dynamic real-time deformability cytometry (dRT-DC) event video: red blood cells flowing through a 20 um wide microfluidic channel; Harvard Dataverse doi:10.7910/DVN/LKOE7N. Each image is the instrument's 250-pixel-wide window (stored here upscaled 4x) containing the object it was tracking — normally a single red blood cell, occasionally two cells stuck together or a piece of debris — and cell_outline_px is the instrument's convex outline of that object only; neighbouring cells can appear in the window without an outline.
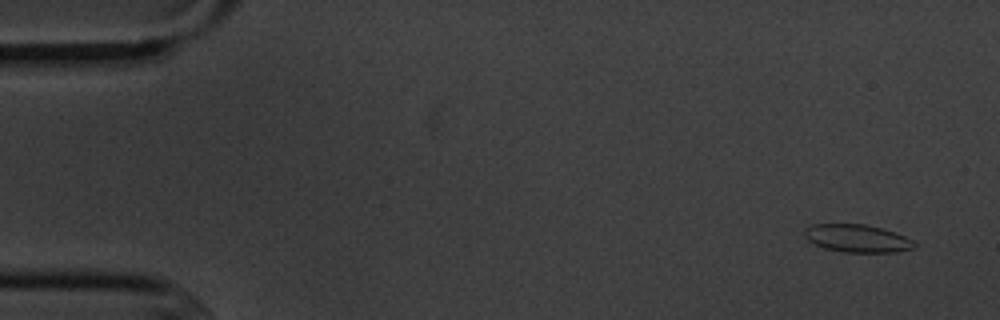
{"species": "common noctule bat (a hibernating species)", "species_latin": "Nyctalus noctula", "temperature_condition": "cold", "stored_images_in_passage": 5, "segment_of_instrument_passage": [1, 2], "camera_frame_rate_fps": 3000, "um_per_image_px": 0.085, "animal": {"sex": "male", "body_mass_g": 20.1, "forearm_length_mm": 53.5}, "frame": {"image": 1, "passage_image": 1, "time_ms": 0.0, "image_size_px": [1000, 320], "cell_outline_px": [[916, 248], [896, 252], [844, 252], [824, 248], [808, 240], [804, 236], [804, 228], [812, 224], [864, 224], [896, 232], [912, 240], [916, 244]], "centroid_in_image_um": [72.86, 20.26], "position_along_channel_um": 12.1, "area_um2": 17.8}}